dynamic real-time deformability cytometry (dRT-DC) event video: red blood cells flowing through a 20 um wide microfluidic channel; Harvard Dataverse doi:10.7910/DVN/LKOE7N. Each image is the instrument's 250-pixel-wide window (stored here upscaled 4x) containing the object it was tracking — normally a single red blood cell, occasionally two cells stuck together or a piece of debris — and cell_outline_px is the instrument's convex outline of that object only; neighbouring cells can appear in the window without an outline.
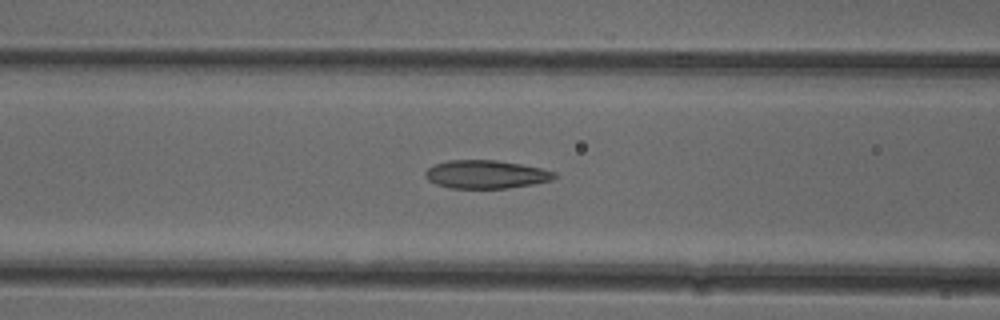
{"species": "common noctule bat (a hibernating species)", "species_latin": "Nyctalus noctula", "temperature_condition": "cold", "stored_images_in_passage": 47, "camera_frame_rate_fps": 3000, "um_per_image_px": 0.085, "animal": {"sex": "female"}, "frame": {"image": 1, "passage_image": 21, "time_ms": 6.667, "image_size_px": [1000, 320], "cell_outline_px": [[556, 176], [552, 180], [532, 184], [508, 188], [448, 188], [436, 184], [428, 180], [424, 176], [424, 172], [432, 164], [448, 160], [496, 160], [520, 164], [540, 168], [556, 172]], "centroid_in_image_um": [41.26, 14.82], "position_along_channel_um": 125.3, "area_um2": 21.33}}
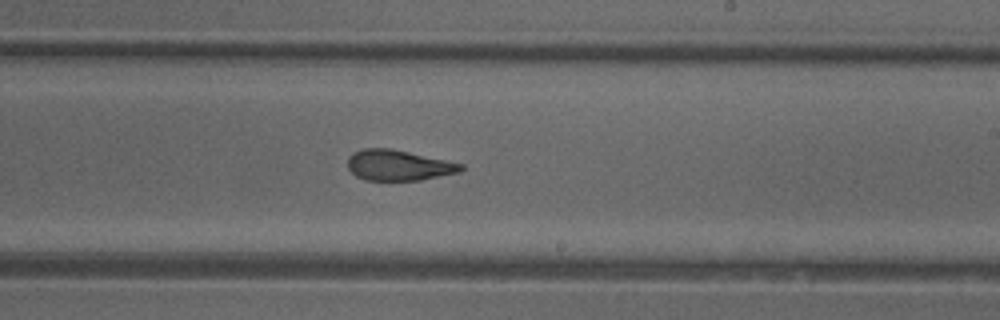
{"frame": {"image": 2, "passage_image": 31, "time_ms": 10.0, "image_size_px": [1000, 320], "cell_outline_px": [[464, 168], [460, 172], [420, 180], [364, 180], [356, 176], [348, 168], [348, 156], [352, 152], [364, 148], [388, 148], [408, 152], [464, 164]], "centroid_in_image_um": [33.85, 14.05], "position_along_channel_um": 255.2, "area_um2": 20.11}}
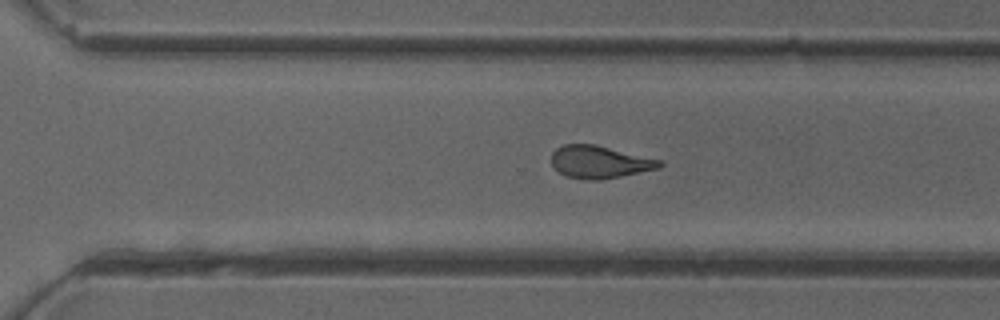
{"frame": {"image": 3, "passage_image": 36, "time_ms": 11.667, "image_size_px": [1000, 320], "cell_outline_px": [[664, 164], [660, 168], [600, 180], [588, 180], [564, 176], [552, 164], [552, 152], [556, 148], [564, 144], [596, 144], [664, 160]], "centroid_in_image_um": [51.01, 13.76], "position_along_channel_um": 319.6, "area_um2": 20.69}, "authors_computed_cell_mechanics": {"area_um2": 21.097, "velocity_mm_per_s": 3.8941, "shape_relaxation_time_tau1_ms": null, "shape_relaxation_time_tau2_ms": 2.658, "deformation_change_tau1": null, "deformation_change_tau2": 0.1124}}